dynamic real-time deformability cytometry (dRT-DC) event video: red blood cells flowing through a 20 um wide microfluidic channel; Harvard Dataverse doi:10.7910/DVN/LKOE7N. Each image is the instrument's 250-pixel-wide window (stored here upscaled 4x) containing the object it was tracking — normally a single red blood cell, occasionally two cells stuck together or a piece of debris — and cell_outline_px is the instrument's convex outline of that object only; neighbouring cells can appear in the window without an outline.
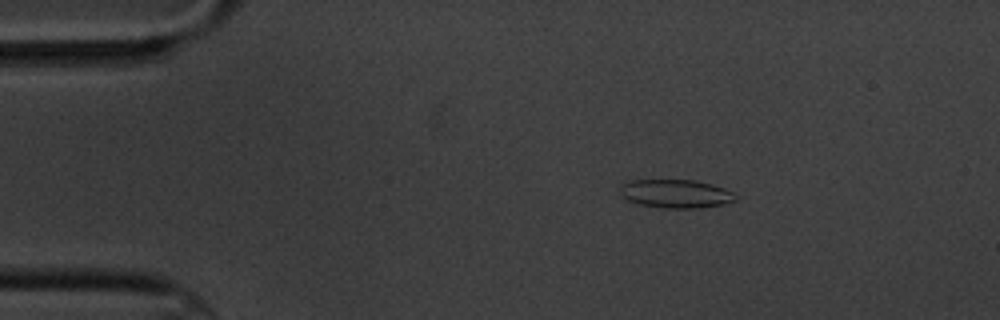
{"species": "common noctule bat (a hibernating species)", "species_latin": "Nyctalus noctula", "temperature_condition": "cold", "stored_images_in_passage": 6, "camera_frame_rate_fps": 3000, "um_per_image_px": 0.085, "animal": {"sex": "male", "body_mass_g": 20.1, "forearm_length_mm": 53.5}, "frame": {"image": 1, "passage_image": 3, "time_ms": 2.0, "image_size_px": [1000, 320], "cell_outline_px": [[736, 200], [724, 204], [700, 208], [664, 208], [640, 204], [628, 200], [620, 196], [620, 188], [628, 180], [696, 180], [712, 184], [724, 188], [732, 192], [736, 196]], "centroid_in_image_um": [57.44, 16.46], "position_along_channel_um": 27.6, "area_um2": 19.19}}
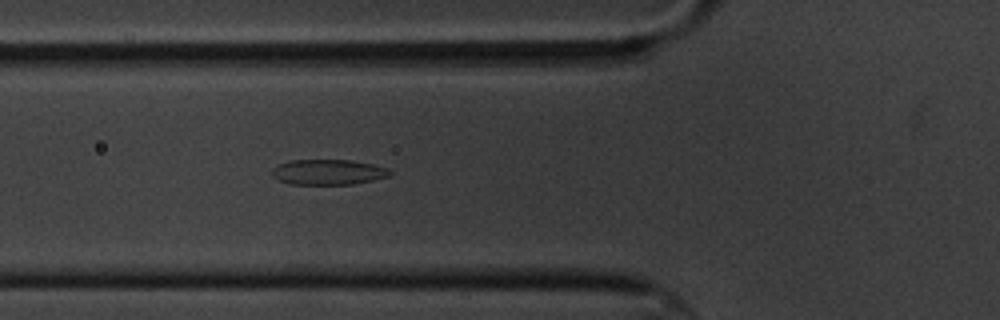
{"frame": {"image": 2, "passage_image": 6, "time_ms": 5.667, "image_size_px": [1000, 320], "cell_outline_px": [[392, 172], [388, 176], [372, 180], [352, 184], [288, 184], [272, 176], [272, 168], [276, 164], [288, 160], [352, 160], [372, 164], [388, 168]], "centroid_in_image_um": [27.85, 14.62], "position_along_channel_um": 98.0, "area_um2": 17.46}}